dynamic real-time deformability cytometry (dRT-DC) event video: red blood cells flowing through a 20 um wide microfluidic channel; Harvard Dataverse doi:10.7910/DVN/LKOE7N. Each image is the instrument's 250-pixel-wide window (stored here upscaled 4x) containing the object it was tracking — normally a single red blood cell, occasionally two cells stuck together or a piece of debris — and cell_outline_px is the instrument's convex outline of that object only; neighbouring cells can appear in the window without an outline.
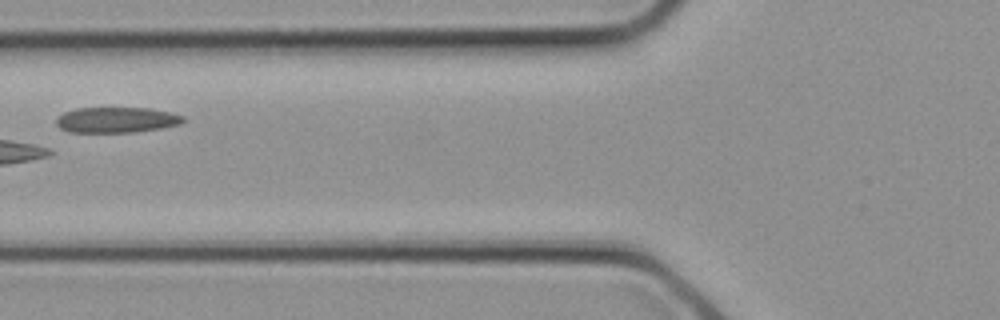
{"species": "common noctule bat (a hibernating species)", "species_latin": "Nyctalus noctula", "temperature_condition": "cold", "stored_images_in_passage": 4, "camera_frame_rate_fps": 3000, "um_per_image_px": 0.085, "animal": {"sex": "female", "body_mass_g": 21.9}, "frame": {"image": 1, "passage_image": 4, "time_ms": 1.0, "image_size_px": [1000, 320], "cell_outline_px": [[184, 120], [180, 124], [160, 128], [136, 132], [68, 132], [60, 128], [56, 124], [56, 116], [64, 112], [76, 108], [148, 108], [172, 112], [184, 116]], "centroid_in_image_um": [9.88, 10.19], "position_along_channel_um": 115.9, "area_um2": 19.02}}